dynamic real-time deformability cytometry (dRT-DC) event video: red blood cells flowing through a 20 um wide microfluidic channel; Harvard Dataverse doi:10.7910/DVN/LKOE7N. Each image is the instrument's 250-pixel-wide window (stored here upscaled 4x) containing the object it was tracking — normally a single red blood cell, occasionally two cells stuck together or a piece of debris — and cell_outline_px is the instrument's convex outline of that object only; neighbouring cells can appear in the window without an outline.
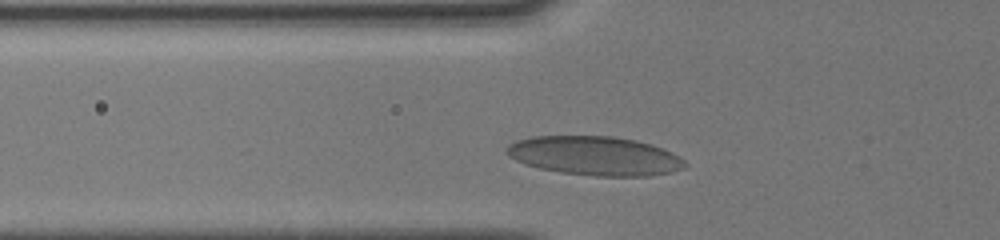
{"species": "human", "species_latin": "Homo sapiens", "temperature_condition": "cold", "stored_images_in_passage": 29, "camera_frame_rate_fps": 3000, "um_per_image_px": 0.085, "donor": {"sex": "male"}, "frame": {"image": 1, "passage_image": 6, "time_ms": 1.333, "image_size_px": [1000, 240], "cell_outline_px": [[688, 164], [684, 168], [672, 172], [648, 176], [592, 176], [560, 172], [540, 168], [524, 164], [508, 156], [508, 148], [516, 140], [532, 136], [612, 136], [636, 140], [652, 144], [672, 152], [684, 160]], "centroid_in_image_um": [50.6, 13.25], "position_along_channel_um": 75.2, "area_um2": 40.58}}
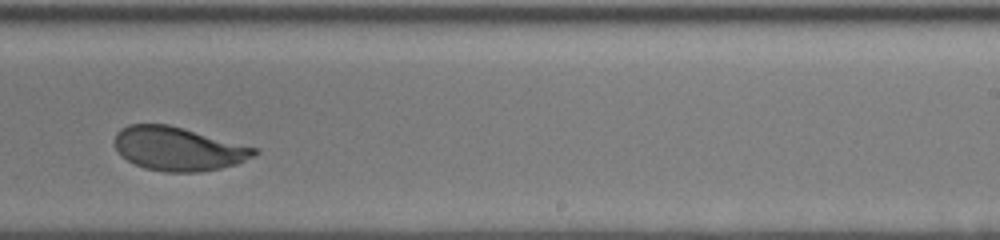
{"frame": {"image": 2, "passage_image": 19, "time_ms": 6.333, "image_size_px": [1000, 240], "cell_outline_px": [[260, 152], [256, 156], [236, 164], [220, 168], [200, 172], [164, 172], [144, 168], [120, 156], [116, 148], [116, 132], [120, 128], [128, 124], [168, 124], [184, 128], [260, 148]], "centroid_in_image_um": [15.2, 12.64], "position_along_channel_um": 273.8, "area_um2": 35.89}}
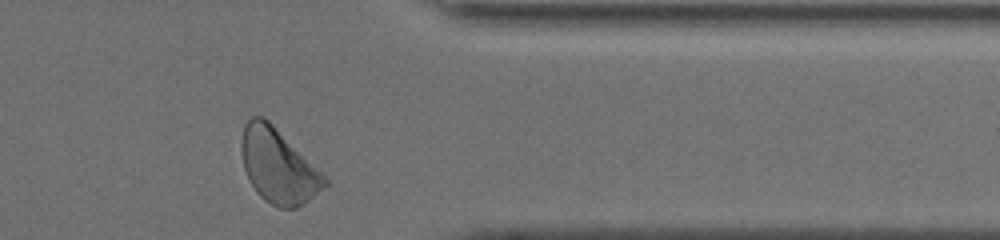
{"frame": {"image": 3, "passage_image": 28, "time_ms": 9.333, "image_size_px": [1000, 240], "cell_outline_px": [[328, 184], [304, 204], [296, 208], [280, 208], [264, 200], [256, 192], [248, 180], [244, 168], [240, 148], [240, 144], [244, 124], [252, 116], [264, 116], [328, 180]], "centroid_in_image_um": [23.59, 14.12], "position_along_channel_um": 387.8, "area_um2": 35.55}, "authors_computed_cell_mechanics": {"area_um2": 36.5296, "velocity_mm_per_s": 3.9969, "shape_relaxation_time_tau1_ms": 2.8167, "shape_relaxation_time_tau2_ms": null, "deformation_change_tau1": 0.1214, "deformation_change_tau2": null}}